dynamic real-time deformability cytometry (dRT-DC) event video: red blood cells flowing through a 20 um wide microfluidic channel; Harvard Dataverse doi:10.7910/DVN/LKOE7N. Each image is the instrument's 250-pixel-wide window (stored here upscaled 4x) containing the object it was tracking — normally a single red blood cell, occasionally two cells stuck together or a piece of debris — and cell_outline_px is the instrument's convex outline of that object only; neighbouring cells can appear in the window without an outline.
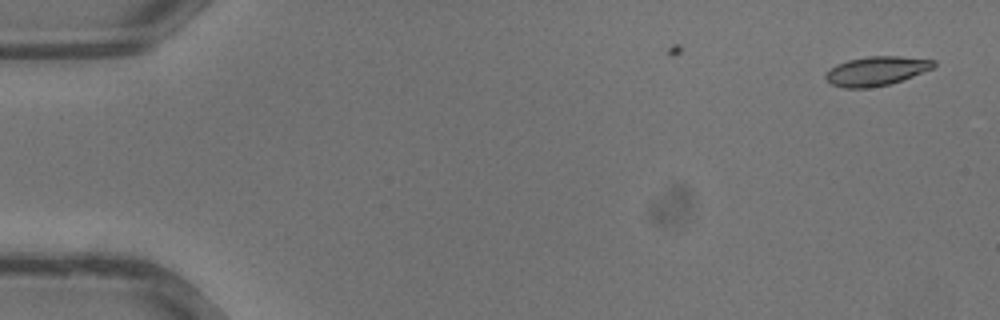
{"species": "common noctule bat (a hibernating species)", "species_latin": "Nyctalus noctula", "temperature_condition": "warm", "stored_images_in_passage": 9, "camera_frame_rate_fps": 3000, "um_per_image_px": 0.085, "animal": {"sex": "male", "body_mass_g": 13.3}, "frame": {"image": 1, "passage_image": 1, "time_ms": 0.0, "image_size_px": [1000, 320], "cell_outline_px": [[936, 64], [932, 68], [912, 76], [888, 84], [868, 88], [844, 88], [832, 84], [824, 76], [836, 64], [848, 60], [868, 56], [900, 56], [936, 60]], "centroid_in_image_um": [74.49, 6.02], "position_along_channel_um": 10.5, "area_um2": 18.09}}